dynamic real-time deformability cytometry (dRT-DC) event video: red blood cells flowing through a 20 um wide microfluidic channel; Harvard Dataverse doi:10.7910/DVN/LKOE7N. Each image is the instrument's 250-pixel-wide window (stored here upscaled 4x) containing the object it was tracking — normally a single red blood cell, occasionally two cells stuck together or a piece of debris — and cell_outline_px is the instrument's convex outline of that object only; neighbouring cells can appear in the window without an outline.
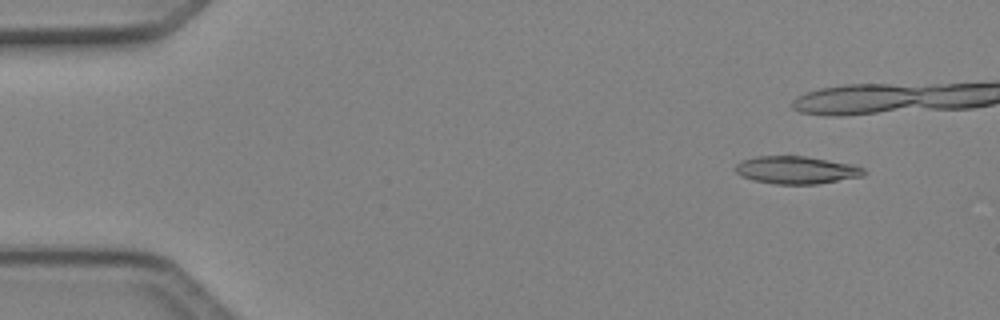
{"species": "Egyptian fruit bat (a non-hibernating species)", "species_latin": "Rousettus aegyptiacus", "temperature_condition": "cold", "stored_images_in_passage": 8, "segment_of_instrument_passage": [1, 2], "camera_frame_rate_fps": 3000, "um_per_image_px": 0.085, "animal": {"sex": "female"}, "frame": {"image": 1, "passage_image": 2, "time_ms": 0.333, "image_size_px": [1000, 320], "cell_outline_px": [[864, 176], [816, 184], [776, 184], [752, 180], [740, 176], [736, 172], [736, 164], [740, 160], [756, 156], [808, 156], [852, 164], [864, 168]], "centroid_in_image_um": [67.67, 14.44], "position_along_channel_um": 17.3, "area_um2": 20.81}}
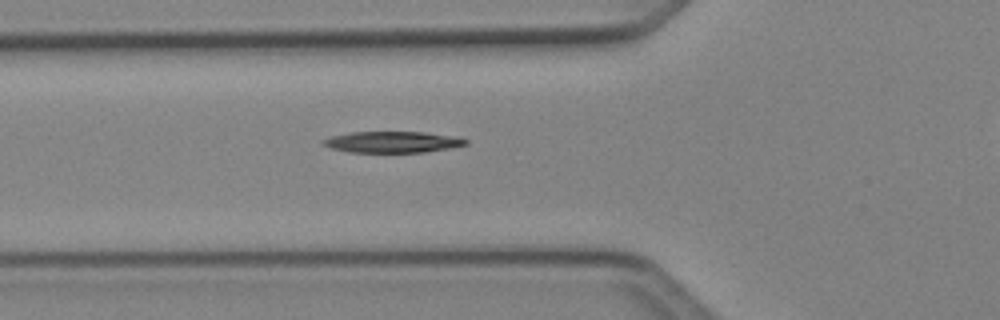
{"frame": {"image": 2, "passage_image": 7, "time_ms": 2.0, "image_size_px": [1000, 320], "cell_outline_px": [[468, 144], [448, 148], [424, 152], [352, 152], [332, 148], [324, 144], [320, 140], [332, 136], [352, 132], [424, 132], [460, 136], [468, 140]], "centroid_in_image_um": [33.43, 12.06], "position_along_channel_um": 92.4, "area_um2": 17.57}}